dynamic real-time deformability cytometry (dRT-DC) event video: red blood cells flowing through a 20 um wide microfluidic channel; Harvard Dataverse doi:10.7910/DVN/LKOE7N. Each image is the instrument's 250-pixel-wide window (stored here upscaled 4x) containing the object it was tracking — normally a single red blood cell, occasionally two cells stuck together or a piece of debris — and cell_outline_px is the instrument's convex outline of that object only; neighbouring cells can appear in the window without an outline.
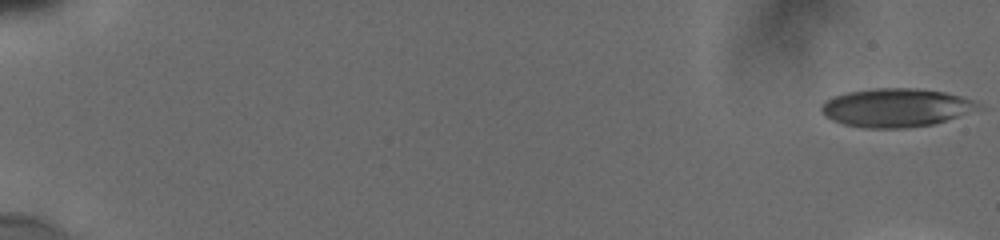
{"species": "human", "species_latin": "Homo sapiens", "temperature_condition": "cold", "stored_images_in_passage": 18, "camera_frame_rate_fps": 3000, "um_per_image_px": 0.085, "donor": {"sex": "male"}, "frame": {"image": 1, "passage_image": 1, "time_ms": 0.0, "image_size_px": [1000, 240], "cell_outline_px": [[980, 104], [956, 116], [932, 124], [904, 128], [864, 128], [844, 124], [832, 120], [824, 116], [820, 112], [820, 108], [824, 100], [848, 92], [872, 88], [916, 88], [944, 92], [960, 96], [972, 100]], "centroid_in_image_um": [76.02, 9.14], "position_along_channel_um": 9.0, "area_um2": 34.56}}